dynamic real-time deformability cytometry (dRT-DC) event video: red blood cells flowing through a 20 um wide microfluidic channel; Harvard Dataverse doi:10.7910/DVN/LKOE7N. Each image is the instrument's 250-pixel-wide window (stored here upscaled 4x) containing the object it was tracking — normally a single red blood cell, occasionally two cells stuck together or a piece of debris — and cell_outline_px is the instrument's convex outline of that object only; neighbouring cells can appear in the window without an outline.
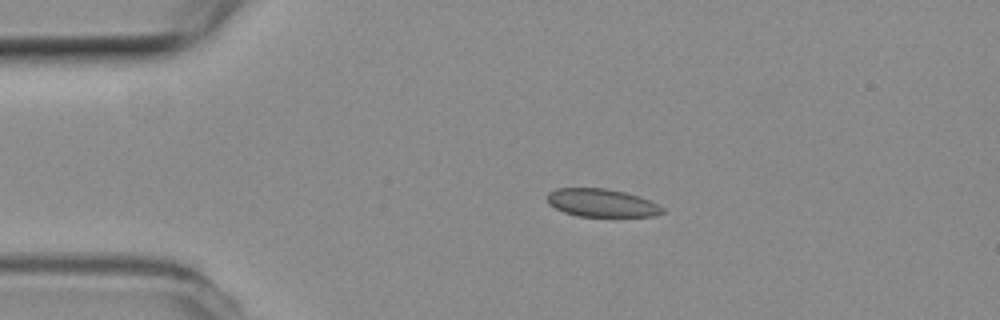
{"species": "common noctule bat (a hibernating species)", "species_latin": "Nyctalus noctula", "temperature_condition": "room temperature", "stored_images_in_passage": 3, "camera_frame_rate_fps": 3000, "um_per_image_px": 0.085, "animal": {"sex": "female", "body_mass_g": 19.3, "forearm_length_mm": 54.1}, "frame": {"image": 1, "passage_image": 3, "time_ms": 0.667, "image_size_px": [1000, 320], "cell_outline_px": [[664, 212], [656, 216], [576, 216], [564, 212], [548, 204], [548, 192], [556, 188], [604, 188], [624, 192], [640, 196], [660, 204], [664, 208]], "centroid_in_image_um": [51.17, 17.24], "position_along_channel_um": 33.8, "area_um2": 18.9}}